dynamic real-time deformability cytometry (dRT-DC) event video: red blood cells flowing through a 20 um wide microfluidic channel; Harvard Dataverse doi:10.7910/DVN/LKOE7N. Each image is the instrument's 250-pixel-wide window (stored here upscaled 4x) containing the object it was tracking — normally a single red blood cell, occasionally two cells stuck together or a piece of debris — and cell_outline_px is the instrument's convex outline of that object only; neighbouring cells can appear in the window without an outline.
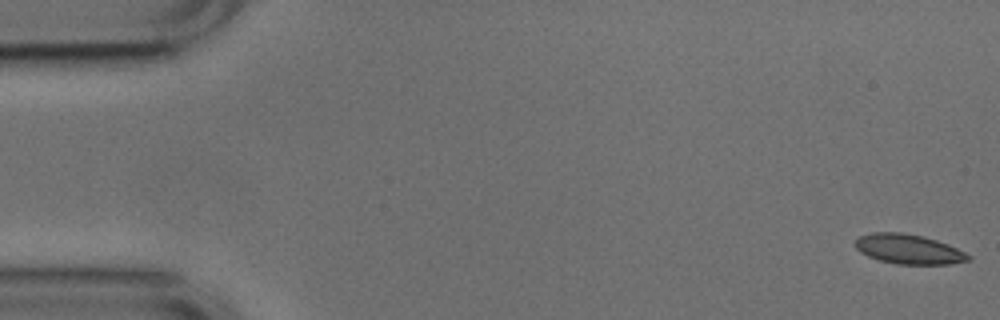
{"species": "common noctule bat (a hibernating species)", "species_latin": "Nyctalus noctula", "temperature_condition": "cold", "stored_images_in_passage": 26, "camera_frame_rate_fps": 3000, "um_per_image_px": 0.085, "animal": {"sex": "male", "body_mass_g": 17.9, "forearm_length_mm": 54.2}, "frame": {"image": 1, "passage_image": 1, "time_ms": 0.0, "image_size_px": [1000, 320], "cell_outline_px": [[972, 260], [948, 264], [896, 264], [880, 260], [868, 256], [860, 252], [856, 248], [856, 240], [860, 236], [872, 232], [904, 232], [924, 236], [948, 244], [972, 256]], "centroid_in_image_um": [77.25, 21.17], "position_along_channel_um": 7.7, "area_um2": 19.59}}
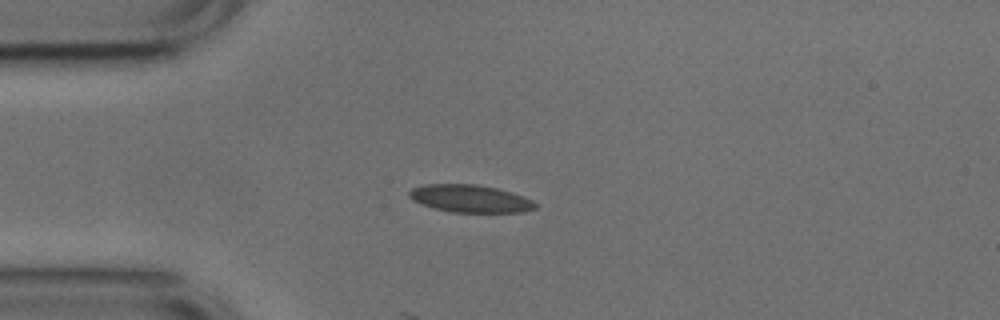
{"frame": {"image": 2, "passage_image": 13, "time_ms": 4.0, "image_size_px": [1000, 320], "cell_outline_px": [[536, 208], [524, 212], [452, 212], [436, 208], [412, 200], [408, 196], [408, 192], [412, 188], [424, 184], [476, 184], [496, 188], [512, 192], [524, 196], [532, 200], [536, 204]], "centroid_in_image_um": [39.98, 16.87], "position_along_channel_um": 45.0, "area_um2": 20.17}}